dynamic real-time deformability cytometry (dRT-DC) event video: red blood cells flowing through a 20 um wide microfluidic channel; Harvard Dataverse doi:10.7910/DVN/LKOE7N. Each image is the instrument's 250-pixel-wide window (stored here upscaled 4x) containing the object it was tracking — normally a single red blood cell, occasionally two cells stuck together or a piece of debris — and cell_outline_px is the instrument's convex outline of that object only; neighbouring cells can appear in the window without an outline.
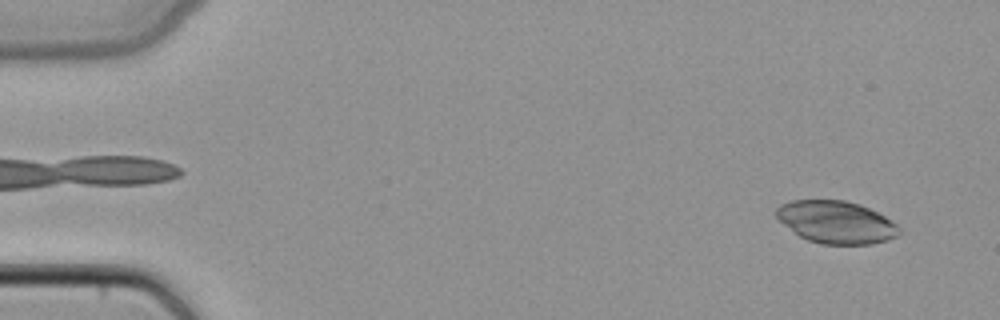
{"species": "common noctule bat (a hibernating species)", "species_latin": "Nyctalus noctula", "temperature_condition": "cold", "stored_images_in_passage": 48, "camera_frame_rate_fps": 3000, "um_per_image_px": 0.085, "animal": {"sex": "female", "body_mass_g": 22.7, "forearm_length_mm": 54.2}, "frame": {"image": 1, "passage_image": 3, "time_ms": 0.667, "image_size_px": [1000, 320], "cell_outline_px": [[900, 232], [896, 236], [888, 240], [872, 244], [820, 244], [808, 240], [800, 236], [784, 224], [776, 216], [776, 208], [780, 204], [792, 200], [844, 200], [860, 204], [884, 216], [896, 224], [900, 228]], "centroid_in_image_um": [71.07, 18.88], "position_along_channel_um": 13.9, "area_um2": 30.23}}
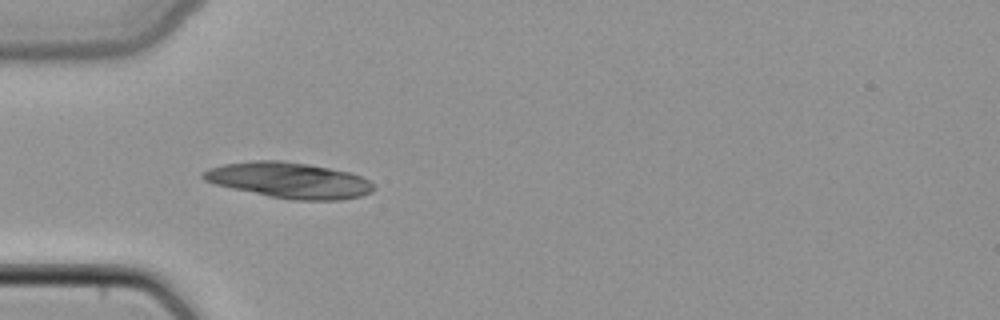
{"frame": {"image": 2, "passage_image": 15, "time_ms": 4.667, "image_size_px": [1000, 320], "cell_outline_px": [[376, 188], [372, 192], [360, 196], [340, 200], [292, 200], [268, 196], [232, 188], [216, 184], [204, 180], [200, 176], [200, 172], [208, 168], [224, 164], [252, 160], [284, 160], [308, 164], [352, 172], [376, 184]], "centroid_in_image_um": [24.59, 15.31], "position_along_channel_um": 60.4, "area_um2": 35.84}}